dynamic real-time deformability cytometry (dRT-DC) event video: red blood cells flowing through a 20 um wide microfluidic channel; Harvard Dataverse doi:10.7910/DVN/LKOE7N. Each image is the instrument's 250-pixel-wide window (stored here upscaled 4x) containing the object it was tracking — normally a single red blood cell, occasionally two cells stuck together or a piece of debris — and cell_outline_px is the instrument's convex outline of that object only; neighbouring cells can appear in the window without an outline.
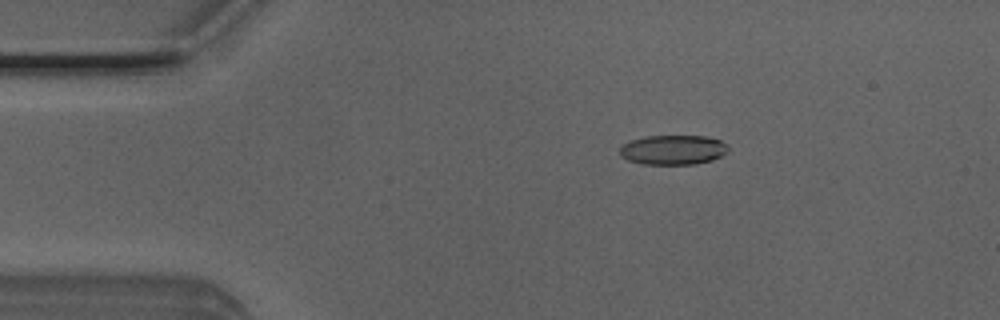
{"species": "Egyptian fruit bat (a non-hibernating species)", "species_latin": "Rousettus aegyptiacus", "temperature_condition": "room temperature", "stored_images_in_passage": 16, "camera_frame_rate_fps": 3000, "um_per_image_px": 0.085, "animal": {"sex": "male"}, "frame": {"image": 1, "passage_image": 9, "time_ms": 2.667, "image_size_px": [1000, 320], "cell_outline_px": [[728, 152], [712, 160], [696, 164], [640, 164], [628, 160], [620, 156], [620, 144], [628, 140], [644, 136], [708, 136], [720, 140], [728, 148]], "centroid_in_image_um": [57.15, 12.73], "position_along_channel_um": 27.8, "area_um2": 18.96}}